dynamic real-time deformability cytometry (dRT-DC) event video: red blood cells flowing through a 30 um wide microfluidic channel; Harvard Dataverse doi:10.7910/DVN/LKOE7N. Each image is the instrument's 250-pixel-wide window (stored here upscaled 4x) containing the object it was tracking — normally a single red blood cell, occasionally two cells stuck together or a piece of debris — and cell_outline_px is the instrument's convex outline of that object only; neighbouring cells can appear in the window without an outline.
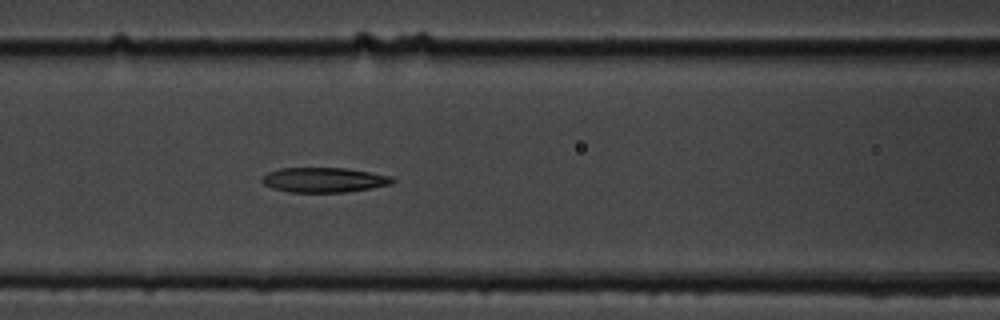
{"species": "common noctule bat (a hibernating species)", "species_latin": "Nyctalus noctula", "temperature_condition": "cold", "stored_images_in_passage": 7, "camera_frame_rate_fps": 3000, "um_per_image_px": 0.085, "animal": {"sex": "male", "body_mass_g": 19.5, "forearm_length_mm": 54.6}, "frame": {"image": 1, "passage_image": 7, "time_ms": 6.667, "image_size_px": [1000, 320], "cell_outline_px": [[396, 180], [392, 184], [372, 188], [344, 192], [288, 192], [272, 188], [264, 184], [260, 180], [268, 172], [280, 168], [348, 168], [392, 176]], "centroid_in_image_um": [27.56, 15.29], "position_along_channel_um": 139.0, "area_um2": 18.96}}